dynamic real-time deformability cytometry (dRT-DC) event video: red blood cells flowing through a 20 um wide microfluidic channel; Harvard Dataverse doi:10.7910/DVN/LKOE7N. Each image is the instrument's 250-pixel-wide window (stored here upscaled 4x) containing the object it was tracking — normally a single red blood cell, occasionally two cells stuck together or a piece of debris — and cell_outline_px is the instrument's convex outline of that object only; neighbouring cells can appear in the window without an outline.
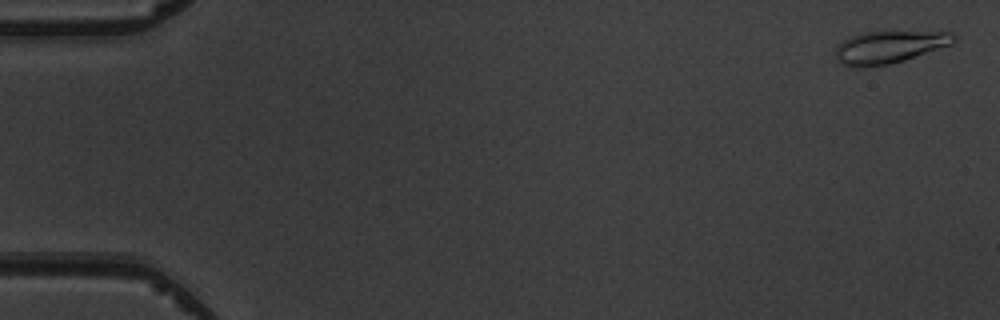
{"species": "common noctule bat (a hibernating species)", "species_latin": "Nyctalus noctula", "temperature_condition": "warm", "stored_images_in_passage": 4, "camera_frame_rate_fps": 3000, "um_per_image_px": 0.085, "animal": {"sex": "male", "body_mass_g": 19.5, "forearm_length_mm": 54.6}, "frame": {"image": 1, "passage_image": 1, "time_ms": 0.0, "image_size_px": [1000, 320], "cell_outline_px": [[956, 40], [952, 44], [904, 60], [888, 64], [864, 68], [852, 68], [840, 64], [836, 56], [836, 44], [860, 32], [952, 32], [956, 36]], "centroid_in_image_um": [75.53, 4.01], "position_along_channel_um": 9.5, "area_um2": 22.37}}